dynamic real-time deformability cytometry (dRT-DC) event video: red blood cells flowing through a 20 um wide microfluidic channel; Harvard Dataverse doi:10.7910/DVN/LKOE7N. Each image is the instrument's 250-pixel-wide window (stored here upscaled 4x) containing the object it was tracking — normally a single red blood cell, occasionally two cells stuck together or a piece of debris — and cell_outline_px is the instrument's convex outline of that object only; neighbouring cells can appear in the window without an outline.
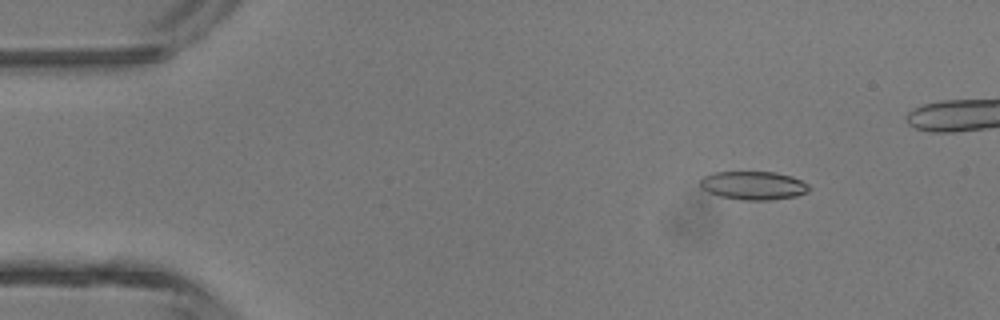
{"species": "common noctule bat (a hibernating species)", "species_latin": "Nyctalus noctula", "temperature_condition": "room temperature", "stored_images_in_passage": 5, "camera_frame_rate_fps": 3000, "um_per_image_px": 0.085, "animal": {"sex": "male", "body_mass_g": 13.3}, "frame": {"image": 1, "passage_image": 2, "time_ms": 1.333, "image_size_px": [1000, 320], "cell_outline_px": [[812, 188], [808, 192], [796, 196], [772, 200], [740, 200], [720, 196], [708, 192], [700, 188], [700, 180], [704, 176], [716, 172], [776, 172], [792, 176], [808, 184]], "centroid_in_image_um": [64.06, 15.77], "position_along_channel_um": 20.9, "area_um2": 18.21}}